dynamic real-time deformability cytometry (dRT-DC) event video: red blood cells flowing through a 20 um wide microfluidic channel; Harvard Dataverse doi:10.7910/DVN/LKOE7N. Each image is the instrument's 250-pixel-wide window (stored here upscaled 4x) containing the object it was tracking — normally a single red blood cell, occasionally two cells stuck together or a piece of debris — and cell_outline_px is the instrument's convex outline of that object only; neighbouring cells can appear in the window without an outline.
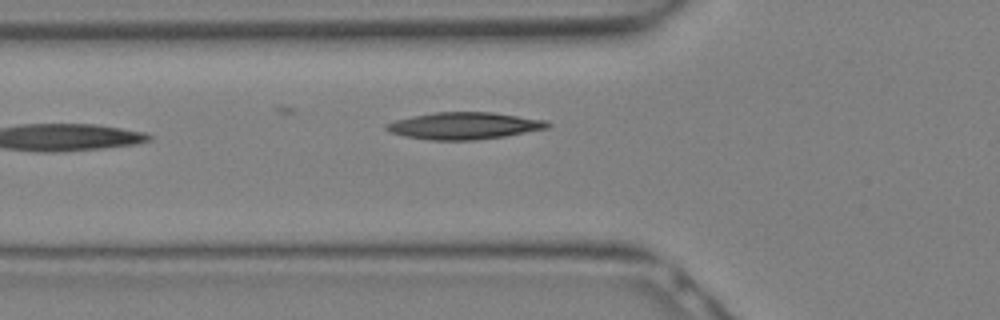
{"species": "Egyptian fruit bat (a non-hibernating species)", "species_latin": "Rousettus aegyptiacus", "temperature_condition": "warm", "stored_images_in_passage": 11, "camera_frame_rate_fps": 3000, "um_per_image_px": 0.085, "animal": {"sex": "female"}, "frame": {"image": 1, "passage_image": 11, "time_ms": 3.333, "image_size_px": [1000, 320], "cell_outline_px": [[552, 124], [548, 128], [504, 136], [472, 140], [432, 140], [404, 136], [392, 132], [384, 128], [384, 124], [396, 120], [412, 116], [436, 112], [492, 112], [544, 120]], "centroid_in_image_um": [39.44, 10.69], "position_along_channel_um": 86.4, "area_um2": 25.09}}